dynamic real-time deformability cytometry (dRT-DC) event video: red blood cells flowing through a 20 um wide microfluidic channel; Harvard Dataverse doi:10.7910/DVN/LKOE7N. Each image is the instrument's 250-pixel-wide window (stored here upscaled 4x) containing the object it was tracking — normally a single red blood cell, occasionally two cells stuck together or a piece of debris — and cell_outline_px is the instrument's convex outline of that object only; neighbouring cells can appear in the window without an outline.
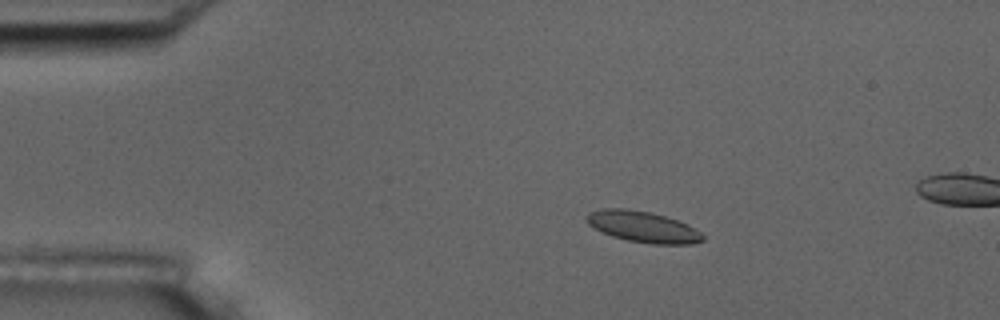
{"species": "common noctule bat (a hibernating species)", "species_latin": "Nyctalus noctula", "temperature_condition": "room temperature", "stored_images_in_passage": 18, "camera_frame_rate_fps": 3000, "um_per_image_px": 0.085, "animal": {"sex": "male", "body_mass_g": 17.5, "forearm_length_mm": 52.3}, "frame": {"image": 1, "passage_image": 11, "time_ms": 3.333, "image_size_px": [1000, 320], "cell_outline_px": [[704, 240], [692, 244], [652, 244], [628, 240], [612, 236], [588, 224], [584, 216], [588, 212], [604, 208], [628, 208], [652, 212], [688, 224], [700, 232], [704, 236]], "centroid_in_image_um": [54.64, 19.26], "position_along_channel_um": 30.4, "area_um2": 21.04}}